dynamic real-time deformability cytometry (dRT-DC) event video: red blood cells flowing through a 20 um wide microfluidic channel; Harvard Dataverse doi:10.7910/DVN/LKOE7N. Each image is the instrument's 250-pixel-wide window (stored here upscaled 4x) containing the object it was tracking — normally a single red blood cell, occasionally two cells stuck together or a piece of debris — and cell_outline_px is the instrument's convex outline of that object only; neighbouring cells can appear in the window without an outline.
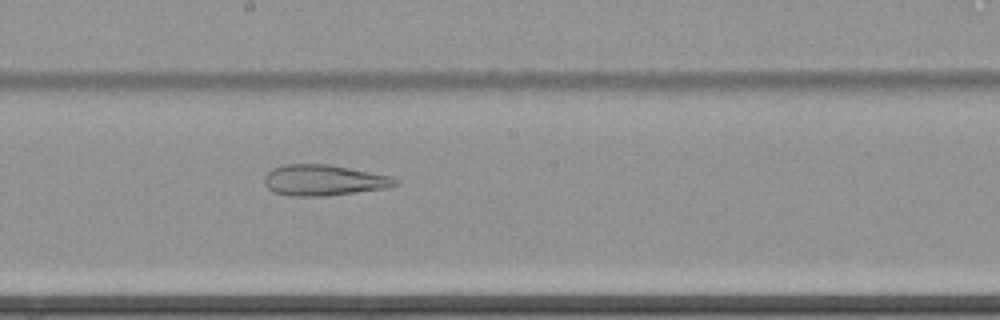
{"species": "common noctule bat (a hibernating species)", "species_latin": "Nyctalus noctula", "temperature_condition": "cold", "stored_images_in_passage": 62, "camera_frame_rate_fps": 3000, "um_per_image_px": 0.085, "animal": {"sex": "female", "body_mass_g": 22.7, "forearm_length_mm": 54.2}, "frame": {"image": 1, "passage_image": 36, "time_ms": 11.667, "image_size_px": [1000, 320], "cell_outline_px": [[400, 184], [388, 188], [328, 196], [288, 196], [272, 192], [264, 184], [264, 176], [272, 168], [284, 164], [328, 164], [392, 176], [400, 180]], "centroid_in_image_um": [27.53, 15.33], "position_along_channel_um": 220.7, "area_um2": 23.93}}
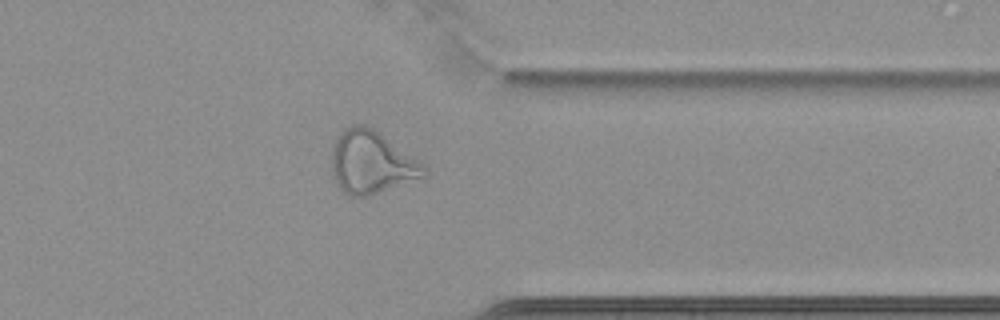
{"frame": {"image": 2, "passage_image": 50, "time_ms": 16.333, "image_size_px": [1000, 320], "cell_outline_px": [[428, 172], [424, 176], [364, 196], [352, 196], [344, 192], [336, 184], [332, 172], [332, 148], [336, 140], [344, 128], [352, 124], [364, 124], [372, 128], [424, 164]], "centroid_in_image_um": [31.53, 13.78], "position_along_channel_um": 379.9, "area_um2": 32.95}}
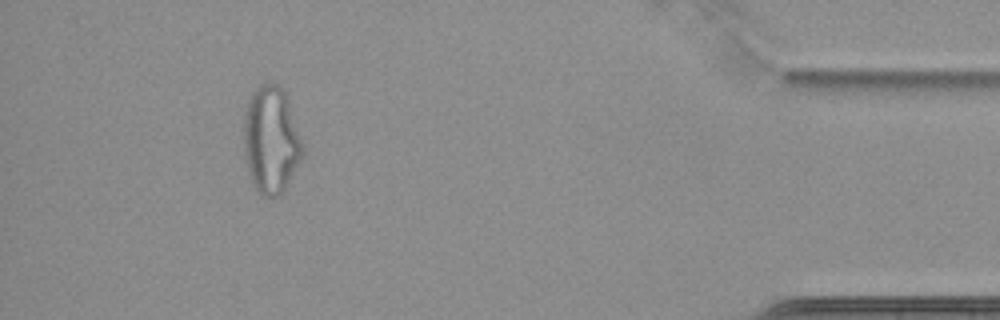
{"frame": {"image": 3, "passage_image": 57, "time_ms": 18.667, "image_size_px": [1000, 320], "cell_outline_px": [[304, 156], [284, 192], [272, 200], [264, 196], [252, 184], [244, 152], [244, 112], [248, 100], [252, 92], [260, 84], [280, 84], [288, 100], [304, 148]], "centroid_in_image_um": [23.05, 11.94], "position_along_channel_um": 412.1, "area_um2": 37.05}}